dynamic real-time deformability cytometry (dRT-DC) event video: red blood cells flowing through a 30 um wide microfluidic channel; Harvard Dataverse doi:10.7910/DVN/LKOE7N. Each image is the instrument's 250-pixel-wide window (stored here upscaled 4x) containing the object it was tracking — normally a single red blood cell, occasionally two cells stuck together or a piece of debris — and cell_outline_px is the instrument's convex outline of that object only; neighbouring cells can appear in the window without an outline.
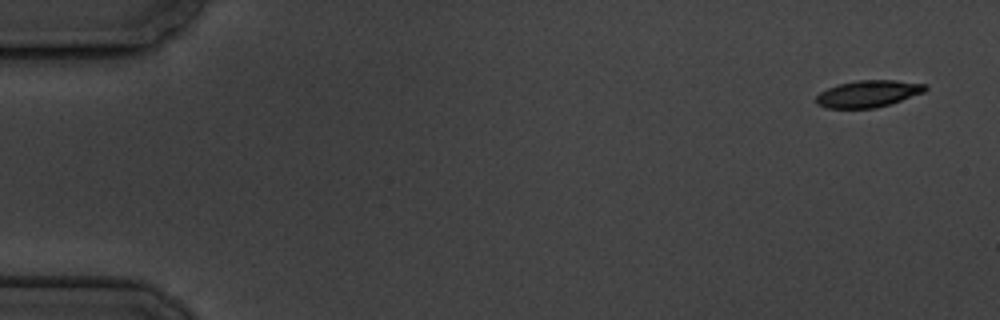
{"species": "common noctule bat (a hibernating species)", "species_latin": "Nyctalus noctula", "temperature_condition": "cold", "stored_images_in_passage": 6, "segment_of_instrument_passage": [1, 2], "camera_frame_rate_fps": 3000, "um_per_image_px": 0.085, "animal": {"sex": "male", "body_mass_g": 19.5, "forearm_length_mm": 54.6}, "frame": {"image": 1, "passage_image": 1, "time_ms": 0.0, "image_size_px": [1000, 320], "cell_outline_px": [[928, 88], [924, 92], [876, 108], [824, 108], [816, 104], [816, 96], [820, 92], [828, 88], [840, 84], [856, 80], [896, 80], [928, 84]], "centroid_in_image_um": [73.79, 7.96], "position_along_channel_um": 11.2, "area_um2": 17.05}}